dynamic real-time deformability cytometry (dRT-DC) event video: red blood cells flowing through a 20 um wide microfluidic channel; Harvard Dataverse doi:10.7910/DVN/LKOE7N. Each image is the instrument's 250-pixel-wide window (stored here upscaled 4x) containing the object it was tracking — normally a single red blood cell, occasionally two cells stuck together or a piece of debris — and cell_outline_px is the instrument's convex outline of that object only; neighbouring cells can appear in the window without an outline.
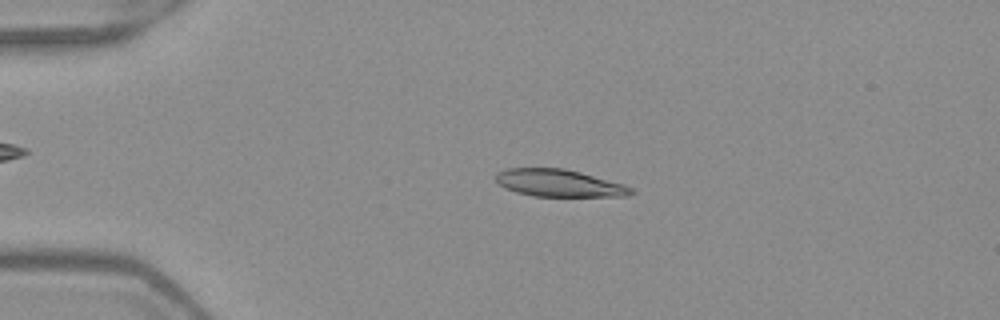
{"species": "Egyptian fruit bat (a non-hibernating species)", "species_latin": "Rousettus aegyptiacus", "temperature_condition": "warm", "stored_images_in_passage": 51, "camera_frame_rate_fps": 3000, "um_per_image_px": 0.085, "frame": {"image": 1, "passage_image": 11, "time_ms": 3.333, "image_size_px": [1000, 320], "cell_outline_px": [[636, 192], [628, 196], [532, 196], [516, 192], [504, 188], [496, 180], [496, 172], [508, 168], [564, 168], [580, 172], [624, 184], [632, 188]], "centroid_in_image_um": [47.52, 15.56], "position_along_channel_um": 37.5, "area_um2": 21.5}}
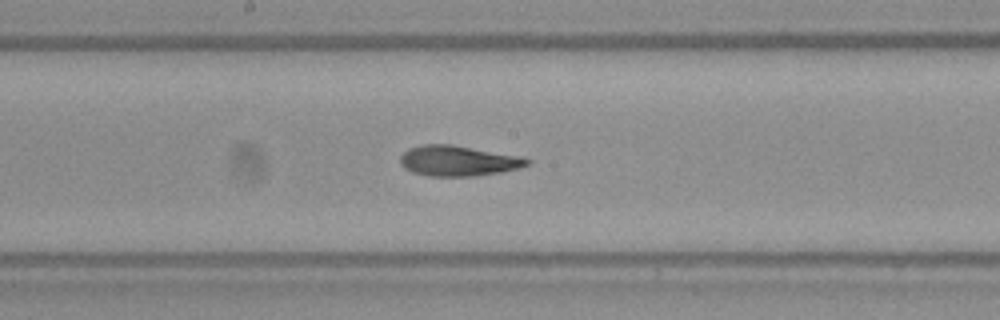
{"frame": {"image": 2, "passage_image": 27, "time_ms": 8.667, "image_size_px": [1000, 320], "cell_outline_px": [[532, 160], [528, 164], [520, 168], [500, 172], [476, 176], [428, 176], [412, 172], [404, 168], [400, 164], [400, 156], [408, 148], [420, 144], [452, 144], [524, 156]], "centroid_in_image_um": [38.96, 13.66], "position_along_channel_um": 209.2, "area_um2": 22.89}}
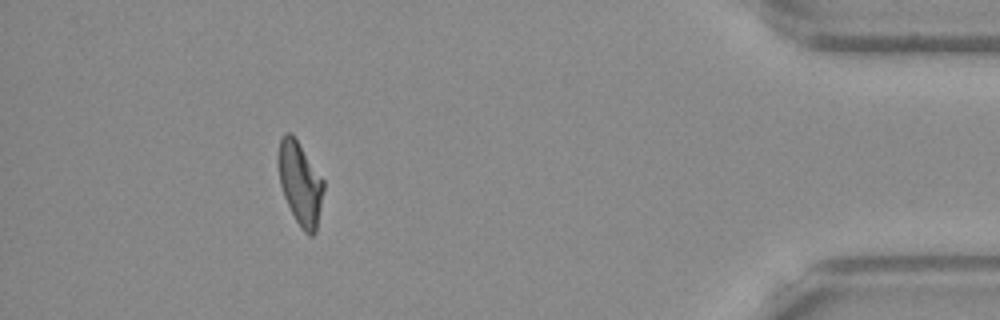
{"frame": {"image": 3, "passage_image": 46, "time_ms": 15.0, "image_size_px": [1000, 320], "cell_outline_px": [[324, 188], [316, 232], [312, 236], [308, 236], [304, 232], [296, 220], [284, 196], [280, 184], [276, 160], [276, 156], [280, 140], [284, 132], [292, 132], [324, 180]], "centroid_in_image_um": [25.49, 15.54], "position_along_channel_um": 409.7, "area_um2": 22.14}, "authors_computed_cell_mechanics": {"area_um2": 22.1374, "velocity_mm_per_s": 3.9825, "shape_relaxation_time_tau1_ms": 3.9174, "shape_relaxation_time_tau2_ms": 1.7103, "deformation_change_tau1": 0.1934, "deformation_change_tau2": 0.1027}}